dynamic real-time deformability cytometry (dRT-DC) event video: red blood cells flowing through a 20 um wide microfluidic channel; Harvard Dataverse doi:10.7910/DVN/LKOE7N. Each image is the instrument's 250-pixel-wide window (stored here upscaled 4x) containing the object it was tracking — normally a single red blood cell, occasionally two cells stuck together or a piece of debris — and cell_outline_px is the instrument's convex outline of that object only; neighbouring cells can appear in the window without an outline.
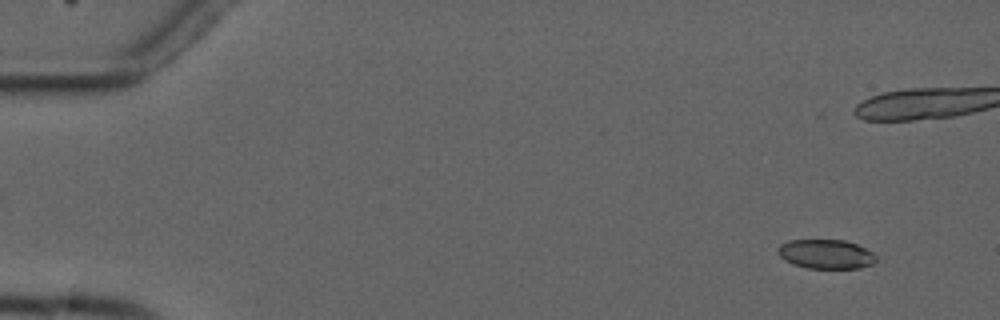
{"species": "common noctule bat (a hibernating species)", "species_latin": "Nyctalus noctula", "temperature_condition": "cold", "stored_images_in_passage": 8, "camera_frame_rate_fps": 3000, "um_per_image_px": 0.085, "animal": {"sex": "male", "forearm_length_mm": 52.5}, "frame": {"image": 1, "passage_image": 2, "time_ms": 1.0, "image_size_px": [1000, 320], "cell_outline_px": [[876, 260], [872, 264], [860, 268], [808, 268], [792, 264], [784, 260], [776, 252], [780, 244], [788, 240], [844, 240], [856, 244], [872, 252], [876, 256]], "centroid_in_image_um": [70.17, 21.6], "position_along_channel_um": 14.8, "area_um2": 16.76}}
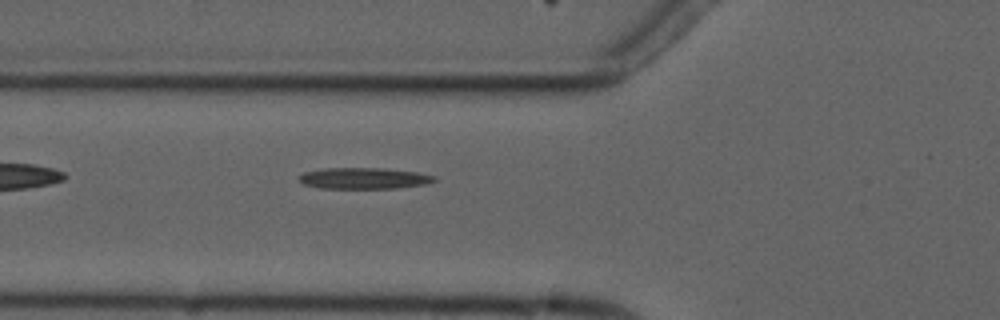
{"frame": {"image": 2, "passage_image": 8, "time_ms": 8.333, "image_size_px": [1000, 320], "cell_outline_px": [[436, 180], [428, 184], [396, 188], [320, 188], [304, 184], [296, 176], [304, 172], [324, 168], [384, 168], [416, 172], [436, 176]], "centroid_in_image_um": [30.93, 15.15], "position_along_channel_um": 94.9, "area_um2": 16.76}}